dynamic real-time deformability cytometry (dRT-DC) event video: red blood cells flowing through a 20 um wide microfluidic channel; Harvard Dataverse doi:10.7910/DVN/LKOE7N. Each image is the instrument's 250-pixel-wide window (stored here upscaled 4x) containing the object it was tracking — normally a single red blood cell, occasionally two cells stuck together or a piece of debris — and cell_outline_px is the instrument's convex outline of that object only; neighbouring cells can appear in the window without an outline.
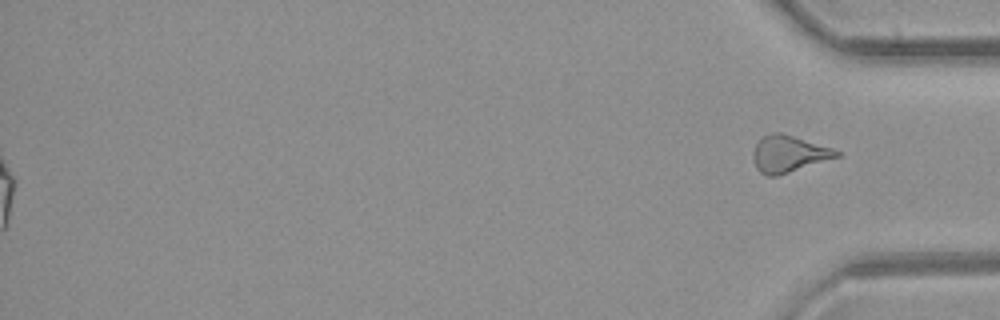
{"species": "common noctule bat (a hibernating species)", "species_latin": "Nyctalus noctula", "temperature_condition": "room temperature", "stored_images_in_passage": 49, "segment_of_instrument_passage": [2, 2], "camera_frame_rate_fps": 3000, "um_per_image_px": 0.085, "animal": {"sex": "female", "body_mass_g": 21.9}, "frame": {"image": 1, "passage_image": 49, "time_ms": 16.0, "image_size_px": [1000, 320], "cell_outline_px": [[840, 156], [776, 176], [768, 176], [760, 172], [756, 168], [752, 156], [752, 152], [756, 144], [764, 136], [772, 132], [780, 132], [832, 148], [840, 152]], "centroid_in_image_um": [67.01, 13.08], "position_along_channel_um": 368.2, "area_um2": 17.57}}